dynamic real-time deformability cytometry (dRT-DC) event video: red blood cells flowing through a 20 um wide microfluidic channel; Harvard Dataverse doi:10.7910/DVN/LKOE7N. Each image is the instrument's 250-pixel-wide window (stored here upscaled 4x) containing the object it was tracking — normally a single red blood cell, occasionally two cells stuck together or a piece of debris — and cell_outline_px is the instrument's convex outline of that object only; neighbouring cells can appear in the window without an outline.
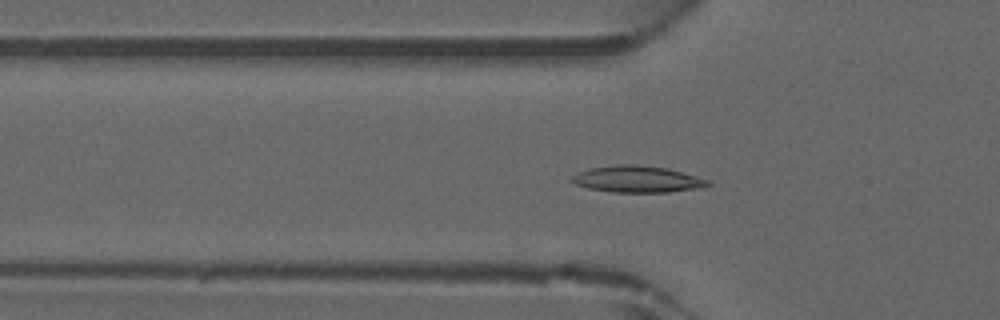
{"species": "common noctule bat (a hibernating species)", "species_latin": "Nyctalus noctula", "temperature_condition": "warm", "stored_images_in_passage": 45, "camera_frame_rate_fps": 3000, "um_per_image_px": 0.085, "animal": {"sex": "male", "forearm_length_mm": 52.5}, "frame": {"image": 1, "passage_image": 15, "time_ms": 4.667, "image_size_px": [1000, 320], "cell_outline_px": [[712, 184], [704, 188], [668, 192], [612, 192], [588, 188], [576, 184], [568, 180], [568, 176], [576, 172], [592, 168], [620, 164], [636, 164], [668, 168], [696, 176], [708, 180]], "centroid_in_image_um": [54.15, 15.23], "position_along_channel_um": 71.7, "area_um2": 21.33}}
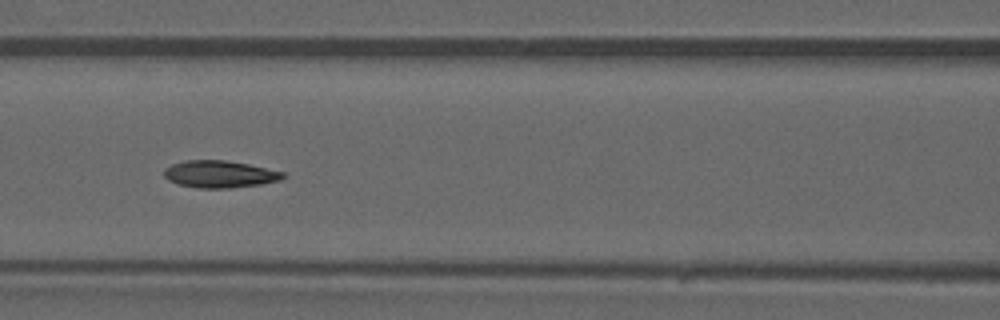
{"frame": {"image": 2, "passage_image": 20, "time_ms": 6.333, "image_size_px": [1000, 320], "cell_outline_px": [[288, 176], [280, 180], [260, 184], [228, 188], [196, 188], [180, 184], [168, 180], [164, 176], [164, 168], [172, 164], [184, 160], [224, 160], [248, 164], [284, 172]], "centroid_in_image_um": [18.67, 14.8], "position_along_channel_um": 147.9, "area_um2": 18.79}}
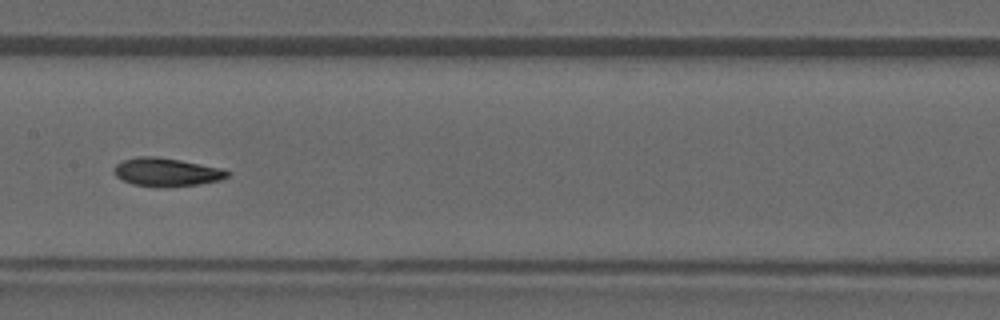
{"frame": {"image": 3, "passage_image": 23, "time_ms": 7.333, "image_size_px": [1000, 320], "cell_outline_px": [[232, 172], [228, 176], [220, 180], [196, 184], [168, 188], [156, 188], [132, 184], [116, 176], [112, 172], [112, 168], [120, 160], [136, 156], [156, 156], [180, 160], [224, 168]], "centroid_in_image_um": [14.12, 14.63], "position_along_channel_um": 193.3, "area_um2": 19.25}}